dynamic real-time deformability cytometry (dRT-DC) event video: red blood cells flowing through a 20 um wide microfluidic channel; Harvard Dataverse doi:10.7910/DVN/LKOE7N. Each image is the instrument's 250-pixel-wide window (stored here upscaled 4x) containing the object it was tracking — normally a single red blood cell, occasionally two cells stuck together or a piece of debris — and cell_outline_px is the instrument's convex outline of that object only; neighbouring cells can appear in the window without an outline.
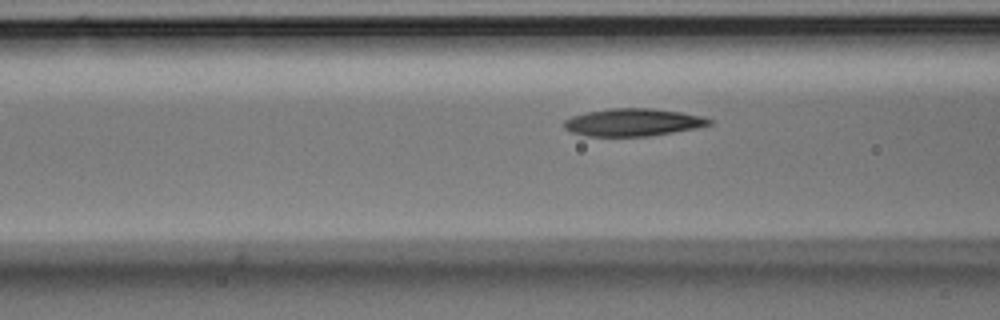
{"species": "Egyptian fruit bat (a non-hibernating species)", "species_latin": "Rousettus aegyptiacus", "temperature_condition": "room temperature", "stored_images_in_passage": 5, "camera_frame_rate_fps": 3000, "um_per_image_px": 0.085, "animal": {"sex": "male"}, "frame": {"image": 1, "passage_image": 5, "time_ms": 1.333, "image_size_px": [1000, 320], "cell_outline_px": [[712, 124], [696, 128], [648, 136], [588, 136], [572, 132], [564, 128], [564, 120], [572, 116], [588, 112], [608, 108], [652, 108], [680, 112], [700, 116], [712, 120]], "centroid_in_image_um": [53.78, 10.39], "position_along_channel_um": 112.8, "area_um2": 23.12}}